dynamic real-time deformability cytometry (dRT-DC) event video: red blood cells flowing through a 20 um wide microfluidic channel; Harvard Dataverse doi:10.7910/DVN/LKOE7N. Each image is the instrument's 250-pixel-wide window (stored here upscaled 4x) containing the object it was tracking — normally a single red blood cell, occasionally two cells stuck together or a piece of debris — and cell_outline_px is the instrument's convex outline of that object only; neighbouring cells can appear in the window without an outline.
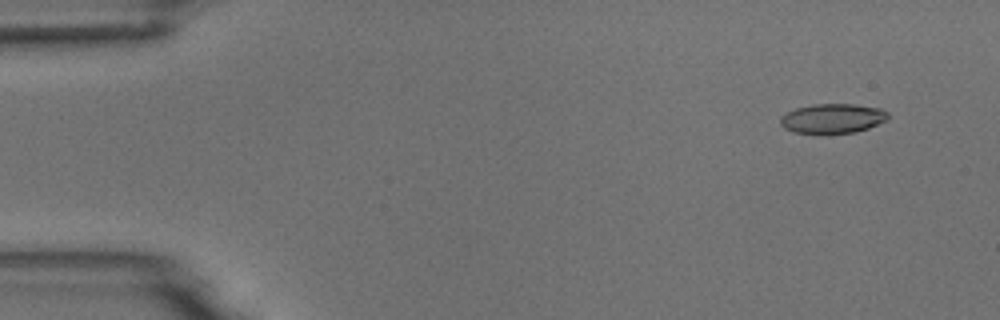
{"species": "common noctule bat (a hibernating species)", "species_latin": "Nyctalus noctula", "temperature_condition": "room temperature", "stored_images_in_passage": 4, "camera_frame_rate_fps": 3000, "um_per_image_px": 0.085, "animal": {"sex": "male", "body_mass_g": 18.8}, "frame": {"image": 1, "passage_image": 1, "time_ms": 0.0, "image_size_px": [1000, 320], "cell_outline_px": [[888, 120], [868, 128], [856, 132], [792, 132], [784, 128], [780, 124], [780, 116], [796, 108], [812, 104], [852, 104], [880, 108], [888, 112]], "centroid_in_image_um": [70.78, 10.05], "position_along_channel_um": 14.2, "area_um2": 18.32}}
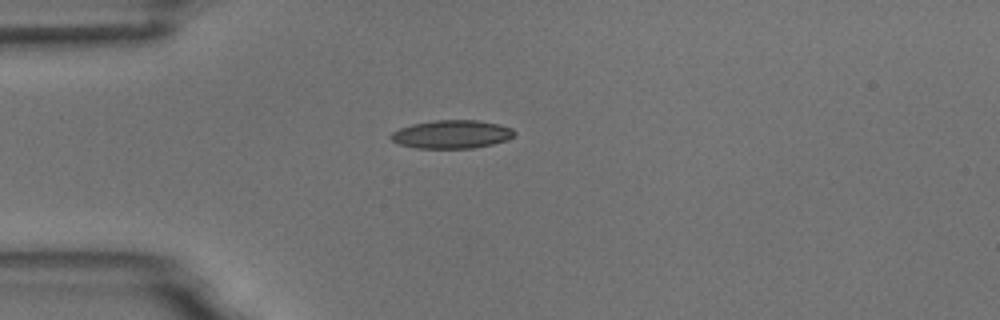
{"frame": {"image": 2, "passage_image": 4, "time_ms": 3.333, "image_size_px": [1000, 320], "cell_outline_px": [[516, 132], [508, 140], [476, 148], [416, 148], [400, 144], [392, 140], [388, 136], [392, 132], [400, 128], [412, 124], [432, 120], [476, 120], [500, 124], [512, 128]], "centroid_in_image_um": [38.4, 11.41], "position_along_channel_um": 46.6, "area_um2": 20.46}}